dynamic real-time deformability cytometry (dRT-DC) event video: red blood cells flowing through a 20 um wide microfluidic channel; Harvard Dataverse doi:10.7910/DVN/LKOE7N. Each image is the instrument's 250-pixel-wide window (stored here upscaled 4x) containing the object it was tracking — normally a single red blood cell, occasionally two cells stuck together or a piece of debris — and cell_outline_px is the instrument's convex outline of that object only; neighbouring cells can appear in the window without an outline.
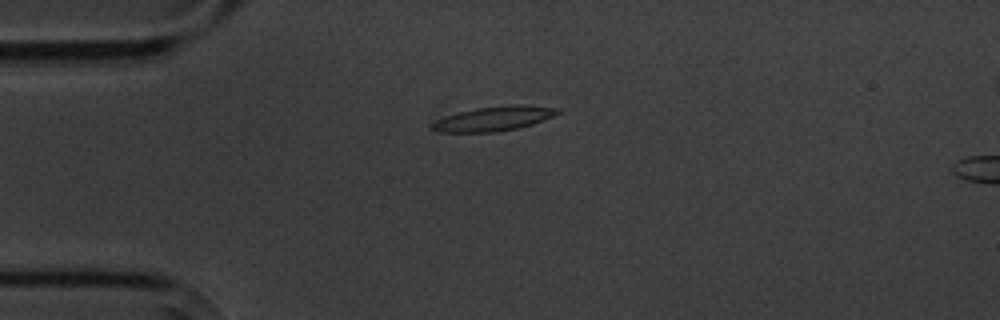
{"species": "common noctule bat (a hibernating species)", "species_latin": "Nyctalus noctula", "temperature_condition": "cold", "stored_images_in_passage": 3, "camera_frame_rate_fps": 3000, "um_per_image_px": 0.085, "animal": {"sex": "male", "body_mass_g": 20.1, "forearm_length_mm": 53.5}, "frame": {"image": 1, "passage_image": 1, "time_ms": 0.0, "image_size_px": [1000, 320], "cell_outline_px": [[564, 112], [544, 120], [520, 128], [496, 132], [440, 132], [428, 128], [428, 124], [444, 116], [456, 112], [476, 108], [508, 104], [524, 104], [560, 108]], "centroid_in_image_um": [41.99, 10.07], "position_along_channel_um": 43.0, "area_um2": 18.55}}